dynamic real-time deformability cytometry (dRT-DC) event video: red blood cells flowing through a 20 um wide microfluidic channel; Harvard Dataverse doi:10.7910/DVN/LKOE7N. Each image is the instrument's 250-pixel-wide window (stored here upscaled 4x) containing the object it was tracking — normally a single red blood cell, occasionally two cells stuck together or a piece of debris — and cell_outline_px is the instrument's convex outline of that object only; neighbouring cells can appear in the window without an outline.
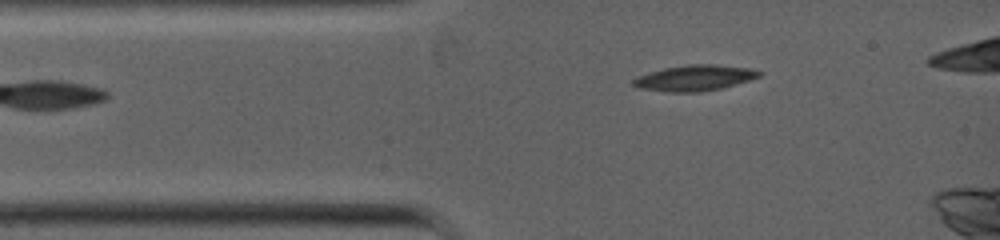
{"species": "common noctule bat (a hibernating species)", "species_latin": "Nyctalus noctula", "temperature_condition": "warm", "stored_images_in_passage": 2, "camera_frame_rate_fps": 5000, "um_per_image_px": 0.085, "animal": {"sex": "female", "body_mass_g": 19.0, "forearm_length_mm": 53.3}, "frame": {"image": 1, "passage_image": 1, "time_ms": 0.0, "image_size_px": [1000, 240], "cell_outline_px": [[764, 72], [760, 76], [748, 80], [720, 88], [700, 92], [668, 92], [640, 88], [632, 84], [632, 80], [636, 76], [664, 68], [688, 64], [716, 64], [752, 68]], "centroid_in_image_um": [59.04, 6.61], "position_along_channel_um": 26.0, "area_um2": 18.9}}
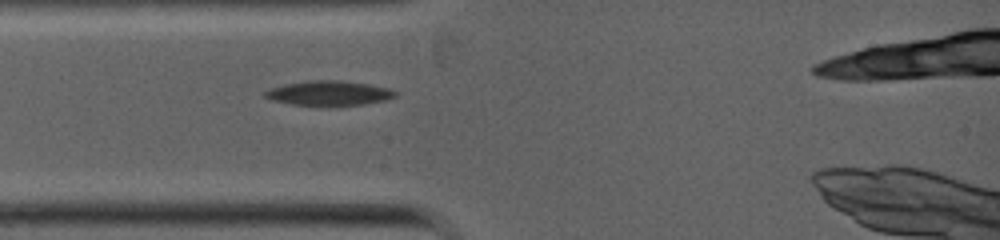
{"frame": {"image": 2, "passage_image": 2, "time_ms": 1.0, "image_size_px": [1000, 240], "cell_outline_px": [[396, 96], [388, 100], [364, 104], [336, 108], [316, 108], [292, 104], [272, 100], [264, 96], [264, 92], [268, 88], [284, 84], [308, 80], [336, 80], [368, 84], [388, 88], [396, 92]], "centroid_in_image_um": [27.93, 7.97], "position_along_channel_um": 57.1, "area_um2": 19.65}}